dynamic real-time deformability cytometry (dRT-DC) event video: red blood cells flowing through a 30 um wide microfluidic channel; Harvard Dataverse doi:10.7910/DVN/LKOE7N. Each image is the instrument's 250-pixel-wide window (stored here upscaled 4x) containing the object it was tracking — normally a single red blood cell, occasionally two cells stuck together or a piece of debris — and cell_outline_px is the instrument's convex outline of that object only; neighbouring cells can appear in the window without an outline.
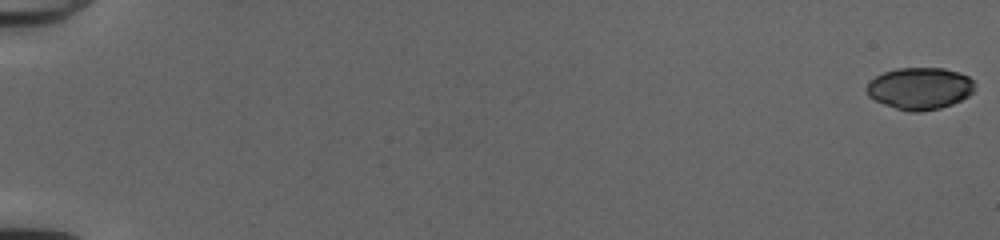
{"species": "common noctule bat (a hibernating species)", "species_latin": "Nyctalus noctula", "temperature_condition": "cold", "stored_images_in_passage": 53, "camera_frame_rate_fps": 3000, "um_per_image_px": 0.085, "animal": {"sex": "female", "body_mass_g": 20.0, "forearm_length_mm": 54.0}, "frame": {"image": 1, "passage_image": 1, "time_ms": 0.0, "image_size_px": [1000, 240], "cell_outline_px": [[976, 84], [972, 92], [968, 96], [952, 104], [940, 108], [920, 112], [908, 112], [884, 104], [868, 96], [868, 84], [876, 76], [884, 72], [896, 68], [944, 68], [968, 76]], "centroid_in_image_um": [78.2, 7.52], "position_along_channel_um": 6.8, "area_um2": 26.24}}
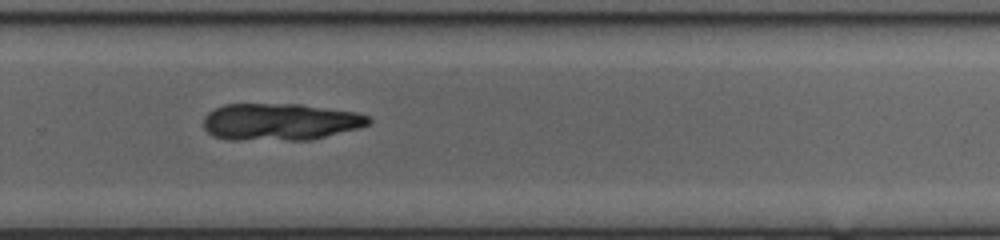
{"frame": {"image": 2, "passage_image": 38, "time_ms": 12.333, "image_size_px": [1000, 240], "cell_outline_px": [[372, 120], [368, 124], [356, 128], [308, 140], [228, 140], [212, 136], [204, 128], [204, 116], [212, 108], [224, 104], [300, 104], [356, 112], [368, 116]], "centroid_in_image_um": [23.73, 10.35], "position_along_channel_um": 306.1, "area_um2": 35.66}}
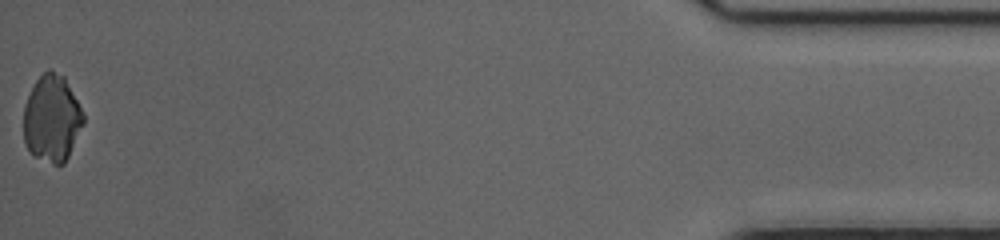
{"frame": {"image": 3, "passage_image": 53, "time_ms": 17.333, "image_size_px": [1000, 240], "cell_outline_px": [[84, 124], [64, 164], [52, 164], [36, 156], [24, 144], [24, 104], [36, 80], [48, 68], [64, 76], [84, 116]], "centroid_in_image_um": [4.41, 10.07], "position_along_channel_um": 430.8, "area_um2": 29.94}}